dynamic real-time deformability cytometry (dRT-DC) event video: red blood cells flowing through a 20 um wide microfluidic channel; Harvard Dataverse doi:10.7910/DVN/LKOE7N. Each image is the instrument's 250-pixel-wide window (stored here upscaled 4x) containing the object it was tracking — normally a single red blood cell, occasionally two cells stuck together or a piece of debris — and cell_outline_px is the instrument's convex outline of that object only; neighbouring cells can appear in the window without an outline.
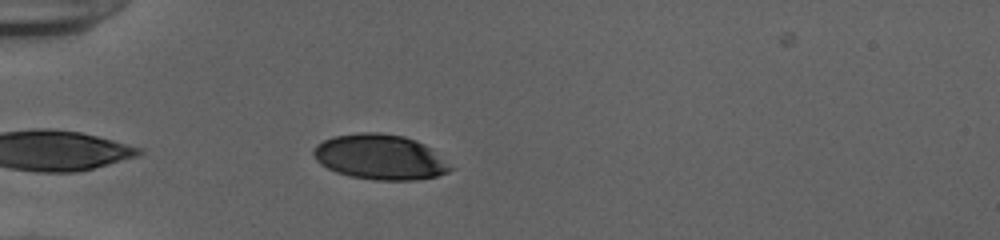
{"species": "human", "species_latin": "Homo sapiens", "temperature_condition": "cold", "stored_images_in_passage": 31, "camera_frame_rate_fps": 3000, "um_per_image_px": 0.085, "donor": {"sex": "female"}, "frame": {"image": 1, "passage_image": 2, "time_ms": 0.333, "image_size_px": [1000, 240], "cell_outline_px": [[452, 168], [448, 172], [436, 176], [416, 180], [372, 180], [352, 176], [336, 172], [320, 164], [316, 160], [312, 152], [316, 144], [332, 136], [360, 132], [380, 132], [404, 136], [416, 140], [432, 148]], "centroid_in_image_um": [32.28, 13.34], "position_along_channel_um": 52.7, "area_um2": 36.07}}
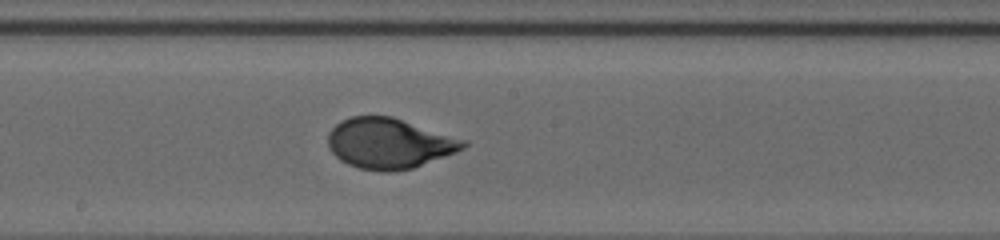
{"frame": {"image": 2, "passage_image": 16, "time_ms": 5.0, "image_size_px": [1000, 240], "cell_outline_px": [[468, 144], [464, 148], [456, 152], [412, 168], [392, 172], [384, 172], [356, 168], [340, 160], [328, 148], [328, 132], [340, 120], [352, 116], [392, 116], [468, 140]], "centroid_in_image_um": [33.08, 12.18], "position_along_channel_um": 215.1, "area_um2": 40.0}}
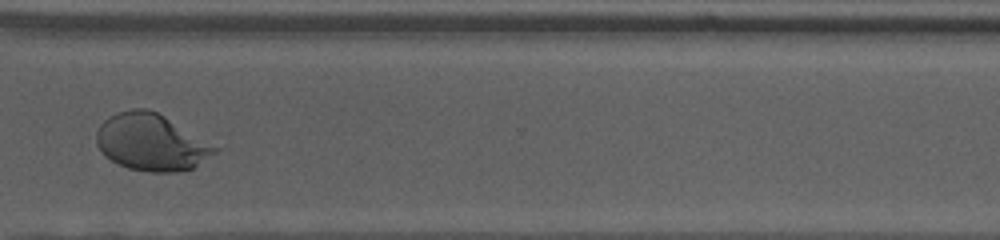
{"frame": {"image": 3, "passage_image": 27, "time_ms": 8.667, "image_size_px": [1000, 240], "cell_outline_px": [[220, 148], [216, 152], [192, 168], [176, 172], [148, 172], [128, 168], [104, 156], [96, 144], [96, 132], [100, 124], [104, 120], [116, 112], [132, 108], [148, 108], [164, 116]], "centroid_in_image_um": [12.82, 12.09], "position_along_channel_um": 357.8, "area_um2": 39.02}, "authors_computed_cell_mechanics": {"area_um2": 39.015, "velocity_mm_per_s": 3.8887, "shape_relaxation_time_tau1_ms": 3.7859, "shape_relaxation_time_tau2_ms": null, "deformation_change_tau1": 0.1872, "deformation_change_tau2": null}}